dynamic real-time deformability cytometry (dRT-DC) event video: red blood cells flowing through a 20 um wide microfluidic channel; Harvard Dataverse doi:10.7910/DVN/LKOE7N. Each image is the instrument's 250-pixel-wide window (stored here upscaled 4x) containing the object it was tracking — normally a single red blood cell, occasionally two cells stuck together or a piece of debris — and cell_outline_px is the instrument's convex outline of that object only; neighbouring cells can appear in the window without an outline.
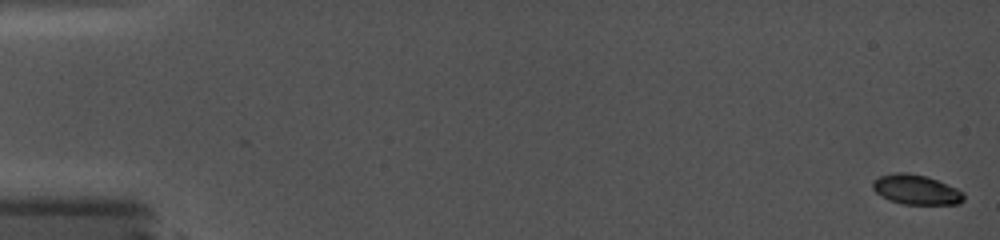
{"species": "common noctule bat (a hibernating species)", "species_latin": "Nyctalus noctula", "temperature_condition": "cold", "stored_images_in_passage": 15, "camera_frame_rate_fps": 5000, "um_per_image_px": 0.085, "animal": {"sex": "female", "body_mass_g": 19.0, "forearm_length_mm": 56.7}, "frame": {"image": 1, "passage_image": 1, "time_ms": 0.0, "image_size_px": [1000, 240], "cell_outline_px": [[964, 200], [960, 204], [904, 204], [888, 200], [880, 196], [872, 188], [872, 180], [880, 176], [896, 172], [908, 172], [924, 176], [936, 180], [956, 188], [964, 192]], "centroid_in_image_um": [77.85, 16.12], "position_along_channel_um": 7.2, "area_um2": 15.84}}
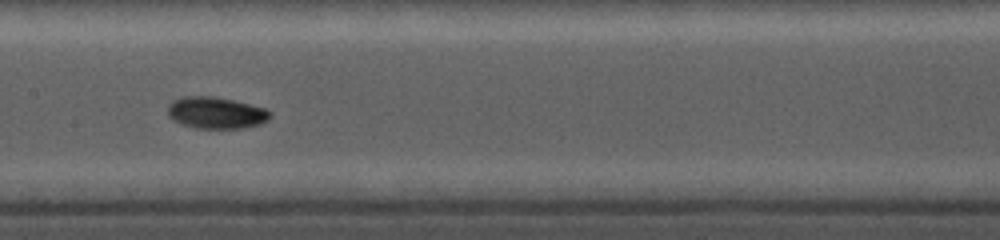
{"frame": {"image": 2, "passage_image": 9, "time_ms": 9.2, "image_size_px": [1000, 240], "cell_outline_px": [[272, 116], [268, 120], [260, 124], [244, 128], [196, 128], [172, 120], [168, 116], [168, 104], [172, 100], [184, 96], [212, 96], [232, 100], [264, 108], [272, 112]], "centroid_in_image_um": [18.36, 9.58], "position_along_channel_um": 189.0, "area_um2": 18.9}}
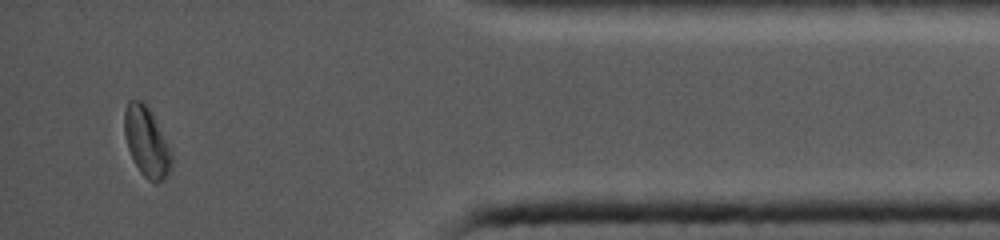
{"frame": {"image": 3, "passage_image": 15, "time_ms": 16.0, "image_size_px": [1000, 240], "cell_outline_px": [[172, 168], [168, 176], [156, 184], [148, 180], [140, 172], [132, 160], [124, 136], [124, 112], [128, 100], [144, 100], [148, 104], [152, 112], [172, 156]], "centroid_in_image_um": [12.44, 12.06], "position_along_channel_um": 422.8, "area_um2": 19.36}, "authors_computed_cell_mechanics": {"area_um2": 17.2822, "velocity_mm_per_s": 3.7935, "shape_relaxation_time_tau1_ms": null, "shape_relaxation_time_tau2_ms": 3.3123, "deformation_change_tau1": null, "deformation_change_tau2": 0.0588}}